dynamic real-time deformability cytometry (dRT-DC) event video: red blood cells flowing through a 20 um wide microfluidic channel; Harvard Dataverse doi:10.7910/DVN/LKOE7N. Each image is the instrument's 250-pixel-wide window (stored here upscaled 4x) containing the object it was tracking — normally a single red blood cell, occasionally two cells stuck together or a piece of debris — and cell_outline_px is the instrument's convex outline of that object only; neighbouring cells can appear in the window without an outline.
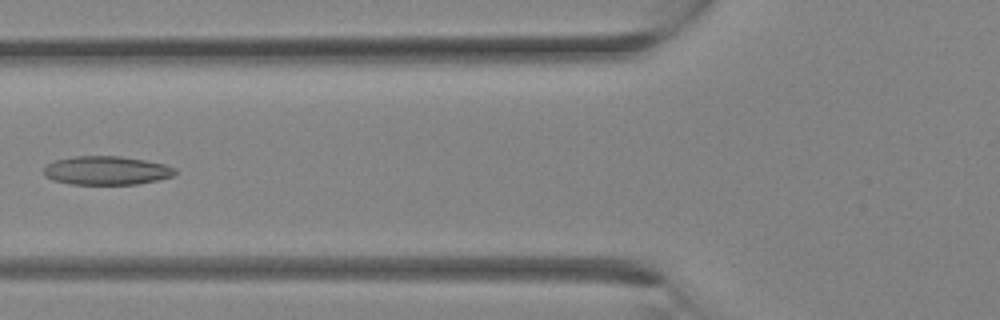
{"species": "Egyptian fruit bat (a non-hibernating species)", "species_latin": "Rousettus aegyptiacus", "temperature_condition": "room temperature", "stored_images_in_passage": 18, "camera_frame_rate_fps": 3000, "um_per_image_px": 0.085, "animal": {"sex": "female"}, "frame": {"image": 1, "passage_image": 13, "time_ms": 4.0, "image_size_px": [1000, 320], "cell_outline_px": [[176, 172], [172, 176], [156, 180], [136, 184], [72, 184], [52, 180], [44, 176], [44, 168], [48, 164], [56, 160], [72, 156], [120, 156], [144, 160], [164, 164], [176, 168]], "centroid_in_image_um": [9.03, 14.49], "position_along_channel_um": 116.8, "area_um2": 21.85}}
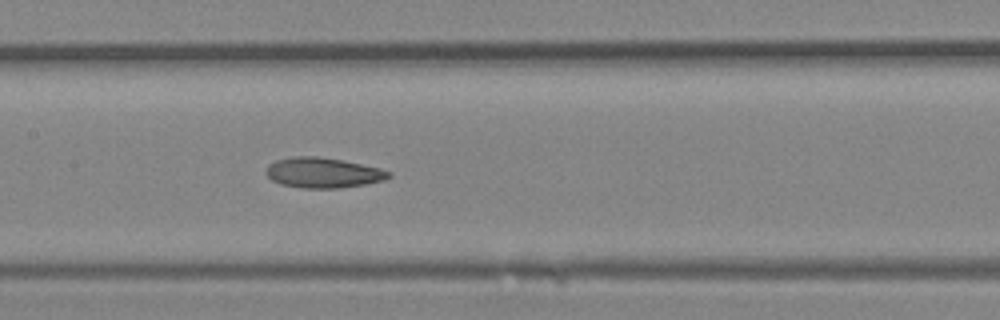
{"frame": {"image": 2, "passage_image": 16, "time_ms": 5.0, "image_size_px": [1000, 320], "cell_outline_px": [[392, 176], [384, 180], [364, 184], [340, 188], [304, 188], [280, 184], [272, 180], [264, 172], [268, 164], [276, 160], [292, 156], [316, 156], [340, 160], [380, 168], [392, 172]], "centroid_in_image_um": [27.43, 14.68], "position_along_channel_um": 180.0, "area_um2": 21.62}}
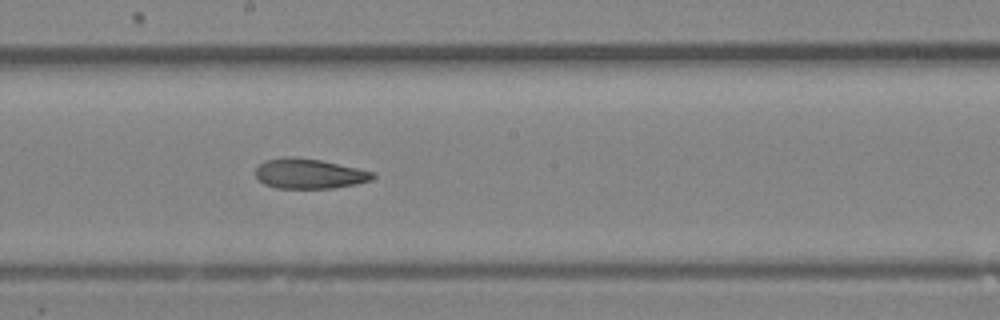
{"frame": {"image": 3, "passage_image": 18, "time_ms": 5.667, "image_size_px": [1000, 320], "cell_outline_px": [[376, 176], [372, 180], [356, 184], [332, 188], [276, 188], [264, 184], [256, 176], [256, 168], [264, 160], [284, 156], [288, 156], [320, 160], [376, 172]], "centroid_in_image_um": [26.29, 14.76], "position_along_channel_um": 221.9, "area_um2": 20.52}}